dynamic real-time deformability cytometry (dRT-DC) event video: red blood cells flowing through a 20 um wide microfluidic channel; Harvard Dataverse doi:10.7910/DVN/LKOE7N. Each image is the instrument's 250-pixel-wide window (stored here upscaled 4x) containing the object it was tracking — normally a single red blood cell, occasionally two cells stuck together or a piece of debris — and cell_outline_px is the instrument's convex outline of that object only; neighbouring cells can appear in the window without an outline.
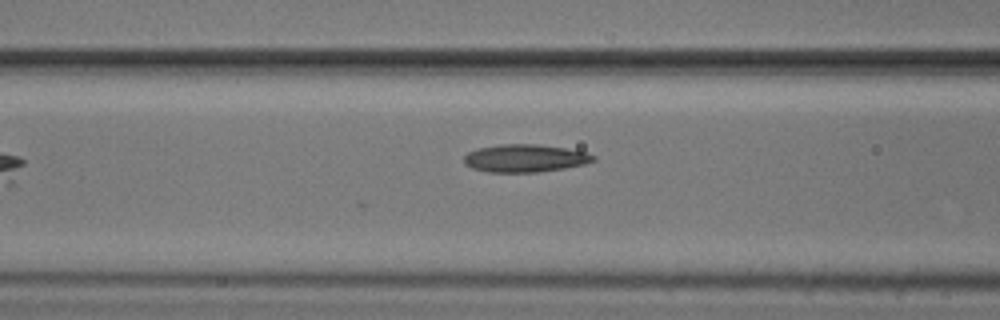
{"species": "common noctule bat (a hibernating species)", "species_latin": "Nyctalus noctula", "temperature_condition": "cold", "stored_images_in_passage": 5, "camera_frame_rate_fps": 3000, "um_per_image_px": 0.085, "animal": {"sex": "male", "body_mass_g": 20.5, "forearm_length_mm": 52.5}, "frame": {"image": 1, "passage_image": 5, "time_ms": 5.0, "image_size_px": [1000, 320], "cell_outline_px": [[596, 160], [584, 164], [564, 168], [540, 172], [488, 172], [472, 168], [464, 164], [464, 156], [468, 152], [476, 148], [500, 144], [536, 144], [564, 148], [584, 152], [596, 156]], "centroid_in_image_um": [44.59, 13.45], "position_along_channel_um": 122.0, "area_um2": 20.92}}